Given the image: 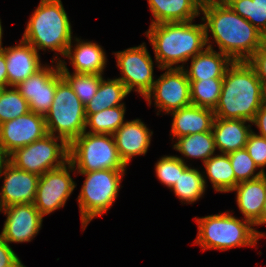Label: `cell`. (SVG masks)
Returning a JSON list of instances; mask_svg holds the SVG:
<instances>
[{"label":"cell","instance_id":"cell-37","mask_svg":"<svg viewBox=\"0 0 266 267\" xmlns=\"http://www.w3.org/2000/svg\"><path fill=\"white\" fill-rule=\"evenodd\" d=\"M248 62L255 69L258 78L266 90V43L253 54Z\"/></svg>","mask_w":266,"mask_h":267},{"label":"cell","instance_id":"cell-30","mask_svg":"<svg viewBox=\"0 0 266 267\" xmlns=\"http://www.w3.org/2000/svg\"><path fill=\"white\" fill-rule=\"evenodd\" d=\"M223 78L190 81V99L194 106L214 110L222 90Z\"/></svg>","mask_w":266,"mask_h":267},{"label":"cell","instance_id":"cell-25","mask_svg":"<svg viewBox=\"0 0 266 267\" xmlns=\"http://www.w3.org/2000/svg\"><path fill=\"white\" fill-rule=\"evenodd\" d=\"M130 92L118 79H101L99 88L89 103L85 105L86 119L107 108L124 105L120 103Z\"/></svg>","mask_w":266,"mask_h":267},{"label":"cell","instance_id":"cell-12","mask_svg":"<svg viewBox=\"0 0 266 267\" xmlns=\"http://www.w3.org/2000/svg\"><path fill=\"white\" fill-rule=\"evenodd\" d=\"M115 56L122 74L118 79L129 92L134 90L143 97L146 96L155 80L153 79V61L144 43L119 51L115 53Z\"/></svg>","mask_w":266,"mask_h":267},{"label":"cell","instance_id":"cell-22","mask_svg":"<svg viewBox=\"0 0 266 267\" xmlns=\"http://www.w3.org/2000/svg\"><path fill=\"white\" fill-rule=\"evenodd\" d=\"M203 0H148L155 20L151 24L164 22H187L199 16Z\"/></svg>","mask_w":266,"mask_h":267},{"label":"cell","instance_id":"cell-21","mask_svg":"<svg viewBox=\"0 0 266 267\" xmlns=\"http://www.w3.org/2000/svg\"><path fill=\"white\" fill-rule=\"evenodd\" d=\"M232 191H237L236 201L246 220L254 224L260 217L266 199V173L240 182Z\"/></svg>","mask_w":266,"mask_h":267},{"label":"cell","instance_id":"cell-36","mask_svg":"<svg viewBox=\"0 0 266 267\" xmlns=\"http://www.w3.org/2000/svg\"><path fill=\"white\" fill-rule=\"evenodd\" d=\"M249 153L250 157L254 160V163L262 169L263 173L264 167L266 166V138L260 136L253 131L250 133L247 143L244 147Z\"/></svg>","mask_w":266,"mask_h":267},{"label":"cell","instance_id":"cell-16","mask_svg":"<svg viewBox=\"0 0 266 267\" xmlns=\"http://www.w3.org/2000/svg\"><path fill=\"white\" fill-rule=\"evenodd\" d=\"M4 183L0 192V209L15 204L34 203L39 175L20 170L8 162L1 175Z\"/></svg>","mask_w":266,"mask_h":267},{"label":"cell","instance_id":"cell-11","mask_svg":"<svg viewBox=\"0 0 266 267\" xmlns=\"http://www.w3.org/2000/svg\"><path fill=\"white\" fill-rule=\"evenodd\" d=\"M71 170L76 169L68 161L63 166L49 170L39 177L33 204L42 216L48 215L65 205L68 197L76 187L70 176L69 171Z\"/></svg>","mask_w":266,"mask_h":267},{"label":"cell","instance_id":"cell-2","mask_svg":"<svg viewBox=\"0 0 266 267\" xmlns=\"http://www.w3.org/2000/svg\"><path fill=\"white\" fill-rule=\"evenodd\" d=\"M230 67V68H229ZM266 90L248 61H233L223 77L215 118L243 119L252 123L265 103Z\"/></svg>","mask_w":266,"mask_h":267},{"label":"cell","instance_id":"cell-19","mask_svg":"<svg viewBox=\"0 0 266 267\" xmlns=\"http://www.w3.org/2000/svg\"><path fill=\"white\" fill-rule=\"evenodd\" d=\"M243 119H222L215 118L212 126V133L216 149L221 154H228L236 150L243 149L247 143L252 130L250 125L245 126Z\"/></svg>","mask_w":266,"mask_h":267},{"label":"cell","instance_id":"cell-32","mask_svg":"<svg viewBox=\"0 0 266 267\" xmlns=\"http://www.w3.org/2000/svg\"><path fill=\"white\" fill-rule=\"evenodd\" d=\"M266 37V0H224Z\"/></svg>","mask_w":266,"mask_h":267},{"label":"cell","instance_id":"cell-44","mask_svg":"<svg viewBox=\"0 0 266 267\" xmlns=\"http://www.w3.org/2000/svg\"><path fill=\"white\" fill-rule=\"evenodd\" d=\"M16 267H26L21 262Z\"/></svg>","mask_w":266,"mask_h":267},{"label":"cell","instance_id":"cell-20","mask_svg":"<svg viewBox=\"0 0 266 267\" xmlns=\"http://www.w3.org/2000/svg\"><path fill=\"white\" fill-rule=\"evenodd\" d=\"M173 115L171 133L173 137H182L212 130L214 111L200 106L190 105L171 112Z\"/></svg>","mask_w":266,"mask_h":267},{"label":"cell","instance_id":"cell-17","mask_svg":"<svg viewBox=\"0 0 266 267\" xmlns=\"http://www.w3.org/2000/svg\"><path fill=\"white\" fill-rule=\"evenodd\" d=\"M2 50L6 57L8 87H16L43 67L38 51L24 40L17 46Z\"/></svg>","mask_w":266,"mask_h":267},{"label":"cell","instance_id":"cell-43","mask_svg":"<svg viewBox=\"0 0 266 267\" xmlns=\"http://www.w3.org/2000/svg\"><path fill=\"white\" fill-rule=\"evenodd\" d=\"M2 25H1V20H0V50H2L3 49V47H2Z\"/></svg>","mask_w":266,"mask_h":267},{"label":"cell","instance_id":"cell-10","mask_svg":"<svg viewBox=\"0 0 266 267\" xmlns=\"http://www.w3.org/2000/svg\"><path fill=\"white\" fill-rule=\"evenodd\" d=\"M166 69L167 71L154 81L152 89L144 98L151 105V98L154 97L155 105L161 111L164 110L169 114L180 108L190 106L192 103L190 99V81L187 78L184 66L179 65Z\"/></svg>","mask_w":266,"mask_h":267},{"label":"cell","instance_id":"cell-23","mask_svg":"<svg viewBox=\"0 0 266 267\" xmlns=\"http://www.w3.org/2000/svg\"><path fill=\"white\" fill-rule=\"evenodd\" d=\"M75 41L78 43L74 51L70 44L64 56L70 59L74 73L102 75L107 59L101 46L92 42L80 41L78 38Z\"/></svg>","mask_w":266,"mask_h":267},{"label":"cell","instance_id":"cell-41","mask_svg":"<svg viewBox=\"0 0 266 267\" xmlns=\"http://www.w3.org/2000/svg\"><path fill=\"white\" fill-rule=\"evenodd\" d=\"M9 162V155L5 152L0 144V173L4 169V166Z\"/></svg>","mask_w":266,"mask_h":267},{"label":"cell","instance_id":"cell-7","mask_svg":"<svg viewBox=\"0 0 266 267\" xmlns=\"http://www.w3.org/2000/svg\"><path fill=\"white\" fill-rule=\"evenodd\" d=\"M111 137V138H110ZM69 161L77 172L126 170L113 135L83 132L69 145Z\"/></svg>","mask_w":266,"mask_h":267},{"label":"cell","instance_id":"cell-4","mask_svg":"<svg viewBox=\"0 0 266 267\" xmlns=\"http://www.w3.org/2000/svg\"><path fill=\"white\" fill-rule=\"evenodd\" d=\"M37 51L46 48L65 56L72 44V29L61 0H41L23 34Z\"/></svg>","mask_w":266,"mask_h":267},{"label":"cell","instance_id":"cell-26","mask_svg":"<svg viewBox=\"0 0 266 267\" xmlns=\"http://www.w3.org/2000/svg\"><path fill=\"white\" fill-rule=\"evenodd\" d=\"M173 147L185 157L201 158L203 163L212 157L216 150L212 131L179 137Z\"/></svg>","mask_w":266,"mask_h":267},{"label":"cell","instance_id":"cell-8","mask_svg":"<svg viewBox=\"0 0 266 267\" xmlns=\"http://www.w3.org/2000/svg\"><path fill=\"white\" fill-rule=\"evenodd\" d=\"M125 170L78 172L86 179L78 196L82 227L85 229L96 216L106 213L118 196Z\"/></svg>","mask_w":266,"mask_h":267},{"label":"cell","instance_id":"cell-18","mask_svg":"<svg viewBox=\"0 0 266 267\" xmlns=\"http://www.w3.org/2000/svg\"><path fill=\"white\" fill-rule=\"evenodd\" d=\"M152 134L140 119L126 121L114 132L117 150L126 165L133 156L147 153Z\"/></svg>","mask_w":266,"mask_h":267},{"label":"cell","instance_id":"cell-33","mask_svg":"<svg viewBox=\"0 0 266 267\" xmlns=\"http://www.w3.org/2000/svg\"><path fill=\"white\" fill-rule=\"evenodd\" d=\"M0 88V124L25 115L30 111L28 101L13 89Z\"/></svg>","mask_w":266,"mask_h":267},{"label":"cell","instance_id":"cell-14","mask_svg":"<svg viewBox=\"0 0 266 267\" xmlns=\"http://www.w3.org/2000/svg\"><path fill=\"white\" fill-rule=\"evenodd\" d=\"M47 134L45 116L32 111L0 124V144L8 155Z\"/></svg>","mask_w":266,"mask_h":267},{"label":"cell","instance_id":"cell-34","mask_svg":"<svg viewBox=\"0 0 266 267\" xmlns=\"http://www.w3.org/2000/svg\"><path fill=\"white\" fill-rule=\"evenodd\" d=\"M228 156L235 173V187L240 182L253 180L265 174L260 170L254 175L258 166L245 148L228 153Z\"/></svg>","mask_w":266,"mask_h":267},{"label":"cell","instance_id":"cell-1","mask_svg":"<svg viewBox=\"0 0 266 267\" xmlns=\"http://www.w3.org/2000/svg\"><path fill=\"white\" fill-rule=\"evenodd\" d=\"M201 12L204 17L206 44L210 29L221 53L232 61H248L266 43V37L248 20L235 13L224 0H203Z\"/></svg>","mask_w":266,"mask_h":267},{"label":"cell","instance_id":"cell-24","mask_svg":"<svg viewBox=\"0 0 266 267\" xmlns=\"http://www.w3.org/2000/svg\"><path fill=\"white\" fill-rule=\"evenodd\" d=\"M201 53L191 58V67L185 70L189 81L223 78L228 66L233 62L227 55L205 47Z\"/></svg>","mask_w":266,"mask_h":267},{"label":"cell","instance_id":"cell-40","mask_svg":"<svg viewBox=\"0 0 266 267\" xmlns=\"http://www.w3.org/2000/svg\"><path fill=\"white\" fill-rule=\"evenodd\" d=\"M8 87V76L6 69V57L3 50H0V88Z\"/></svg>","mask_w":266,"mask_h":267},{"label":"cell","instance_id":"cell-31","mask_svg":"<svg viewBox=\"0 0 266 267\" xmlns=\"http://www.w3.org/2000/svg\"><path fill=\"white\" fill-rule=\"evenodd\" d=\"M124 115V105L104 109L98 113L91 114L86 119V128L88 126L91 128V130L88 131L89 133L113 135L114 132L125 123Z\"/></svg>","mask_w":266,"mask_h":267},{"label":"cell","instance_id":"cell-15","mask_svg":"<svg viewBox=\"0 0 266 267\" xmlns=\"http://www.w3.org/2000/svg\"><path fill=\"white\" fill-rule=\"evenodd\" d=\"M7 215L0 236L9 242H29L39 232L43 216L32 203L15 204L0 209Z\"/></svg>","mask_w":266,"mask_h":267},{"label":"cell","instance_id":"cell-5","mask_svg":"<svg viewBox=\"0 0 266 267\" xmlns=\"http://www.w3.org/2000/svg\"><path fill=\"white\" fill-rule=\"evenodd\" d=\"M235 218L230 213L196 218L198 235L195 243L203 250H227L234 247L255 246L264 233L252 228L249 220Z\"/></svg>","mask_w":266,"mask_h":267},{"label":"cell","instance_id":"cell-35","mask_svg":"<svg viewBox=\"0 0 266 267\" xmlns=\"http://www.w3.org/2000/svg\"><path fill=\"white\" fill-rule=\"evenodd\" d=\"M187 167L181 157L164 156L156 163L155 171L161 183L171 189Z\"/></svg>","mask_w":266,"mask_h":267},{"label":"cell","instance_id":"cell-29","mask_svg":"<svg viewBox=\"0 0 266 267\" xmlns=\"http://www.w3.org/2000/svg\"><path fill=\"white\" fill-rule=\"evenodd\" d=\"M58 62L62 77L69 83L73 89V92L78 96L82 104L85 106L96 94L103 76L97 74L79 73H72L71 75L67 66L65 65V62L62 60H59Z\"/></svg>","mask_w":266,"mask_h":267},{"label":"cell","instance_id":"cell-27","mask_svg":"<svg viewBox=\"0 0 266 267\" xmlns=\"http://www.w3.org/2000/svg\"><path fill=\"white\" fill-rule=\"evenodd\" d=\"M204 166L217 192H230L235 188V173L228 154L212 156L204 162Z\"/></svg>","mask_w":266,"mask_h":267},{"label":"cell","instance_id":"cell-3","mask_svg":"<svg viewBox=\"0 0 266 267\" xmlns=\"http://www.w3.org/2000/svg\"><path fill=\"white\" fill-rule=\"evenodd\" d=\"M145 35L161 70L188 61L207 45L204 23L192 24V21L151 24Z\"/></svg>","mask_w":266,"mask_h":267},{"label":"cell","instance_id":"cell-9","mask_svg":"<svg viewBox=\"0 0 266 267\" xmlns=\"http://www.w3.org/2000/svg\"><path fill=\"white\" fill-rule=\"evenodd\" d=\"M68 161L69 145L62 138L49 133L9 155V162L16 168L39 176L63 166Z\"/></svg>","mask_w":266,"mask_h":267},{"label":"cell","instance_id":"cell-6","mask_svg":"<svg viewBox=\"0 0 266 267\" xmlns=\"http://www.w3.org/2000/svg\"><path fill=\"white\" fill-rule=\"evenodd\" d=\"M46 129L70 145L86 131L85 106L73 92L69 83L62 78L56 85L55 97L45 115Z\"/></svg>","mask_w":266,"mask_h":267},{"label":"cell","instance_id":"cell-28","mask_svg":"<svg viewBox=\"0 0 266 267\" xmlns=\"http://www.w3.org/2000/svg\"><path fill=\"white\" fill-rule=\"evenodd\" d=\"M171 188L182 202L186 201L189 204L202 197L206 188V179L197 169L188 166Z\"/></svg>","mask_w":266,"mask_h":267},{"label":"cell","instance_id":"cell-38","mask_svg":"<svg viewBox=\"0 0 266 267\" xmlns=\"http://www.w3.org/2000/svg\"><path fill=\"white\" fill-rule=\"evenodd\" d=\"M20 262L17 254L0 236V267H16Z\"/></svg>","mask_w":266,"mask_h":267},{"label":"cell","instance_id":"cell-39","mask_svg":"<svg viewBox=\"0 0 266 267\" xmlns=\"http://www.w3.org/2000/svg\"><path fill=\"white\" fill-rule=\"evenodd\" d=\"M252 123L259 128V135L266 138V103H264L256 112L255 118Z\"/></svg>","mask_w":266,"mask_h":267},{"label":"cell","instance_id":"cell-13","mask_svg":"<svg viewBox=\"0 0 266 267\" xmlns=\"http://www.w3.org/2000/svg\"><path fill=\"white\" fill-rule=\"evenodd\" d=\"M62 78L57 62L56 68L42 67L18 84L16 89L28 101L30 111L45 116L53 103L56 85Z\"/></svg>","mask_w":266,"mask_h":267},{"label":"cell","instance_id":"cell-42","mask_svg":"<svg viewBox=\"0 0 266 267\" xmlns=\"http://www.w3.org/2000/svg\"><path fill=\"white\" fill-rule=\"evenodd\" d=\"M262 224H266V199L261 212V217L253 225L257 226Z\"/></svg>","mask_w":266,"mask_h":267}]
</instances>
